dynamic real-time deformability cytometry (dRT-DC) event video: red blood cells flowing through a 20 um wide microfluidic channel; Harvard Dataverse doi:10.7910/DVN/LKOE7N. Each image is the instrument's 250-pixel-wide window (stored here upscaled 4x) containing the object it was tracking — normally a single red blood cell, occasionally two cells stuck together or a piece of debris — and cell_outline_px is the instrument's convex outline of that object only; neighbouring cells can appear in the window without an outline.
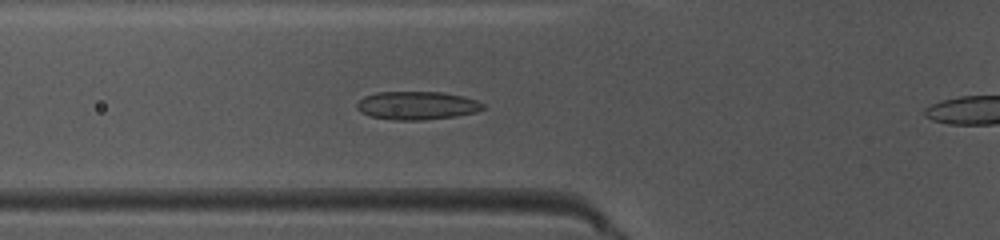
{"species": "common noctule bat (a hibernating species)", "species_latin": "Nyctalus noctula", "temperature_condition": "warm", "stored_images_in_passage": 39, "camera_frame_rate_fps": 3000, "um_per_image_px": 0.085, "animal": {"sex": "female", "body_mass_g": 10.0, "forearm_length_mm": 53.1}, "frame": {"image": 1, "passage_image": 8, "time_ms": 2.333, "image_size_px": [1000, 240], "cell_outline_px": [[484, 108], [476, 112], [456, 116], [424, 120], [396, 120], [368, 116], [360, 112], [356, 108], [356, 104], [364, 96], [376, 92], [440, 92], [464, 96], [476, 100], [484, 104]], "centroid_in_image_um": [35.42, 8.97], "position_along_channel_um": 90.4, "area_um2": 20.87}}
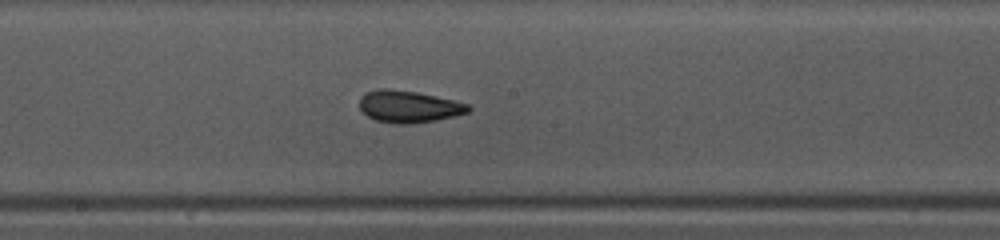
{"frame": {"image": 2, "passage_image": 17, "time_ms": 5.333, "image_size_px": [1000, 240], "cell_outline_px": [[472, 108], [468, 112], [456, 116], [436, 120], [408, 124], [396, 124], [376, 120], [368, 116], [360, 108], [360, 96], [376, 88], [388, 88], [416, 92], [436, 96], [468, 104]], "centroid_in_image_um": [34.74, 9.05], "position_along_channel_um": 213.5, "area_um2": 20.23}}
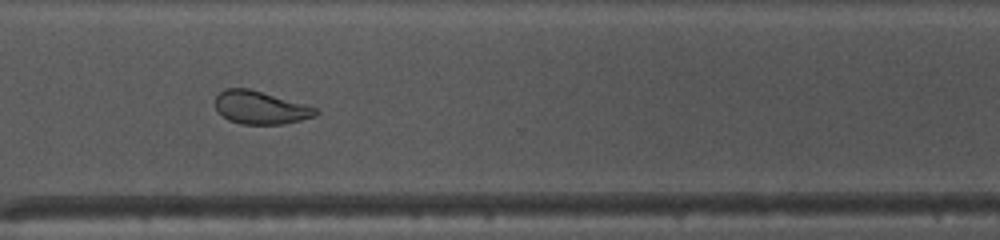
{"frame": {"image": 3, "passage_image": 27, "time_ms": 8.667, "image_size_px": [1000, 240], "cell_outline_px": [[320, 112], [316, 116], [284, 124], [240, 124], [228, 120], [216, 108], [216, 96], [224, 88], [248, 88], [304, 104], [316, 108]], "centroid_in_image_um": [22.14, 9.15], "position_along_channel_um": 348.5, "area_um2": 19.13}, "authors_computed_cell_mechanics": {"area_um2": 20.4034, "velocity_mm_per_s": 4.0666, "shape_relaxation_time_tau1_ms": 7.7717, "shape_relaxation_time_tau2_ms": 1.3656, "deformation_change_tau1": 0.1903, "deformation_change_tau2": 0.065}}